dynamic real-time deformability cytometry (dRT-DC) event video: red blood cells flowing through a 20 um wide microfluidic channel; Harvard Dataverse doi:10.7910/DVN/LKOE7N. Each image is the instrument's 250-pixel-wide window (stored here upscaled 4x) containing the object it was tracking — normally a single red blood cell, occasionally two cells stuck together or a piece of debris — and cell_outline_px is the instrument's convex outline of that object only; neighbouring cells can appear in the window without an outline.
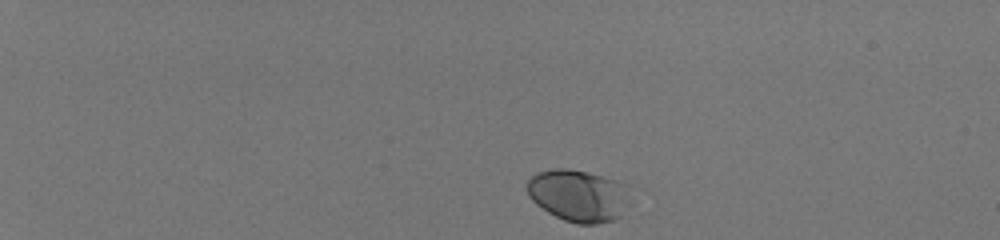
{"species": "human", "species_latin": "Homo sapiens", "temperature_condition": "room temperature", "stored_images_in_passage": 39, "camera_frame_rate_fps": 3000, "um_per_image_px": 0.085, "donor": {"sex": "male"}, "frame": {"image": 1, "passage_image": 1, "time_ms": 0.0, "image_size_px": [1000, 240], "cell_outline_px": [[620, 216], [616, 220], [596, 224], [576, 224], [564, 220], [548, 212], [536, 204], [528, 196], [528, 180], [536, 172], [552, 168], [568, 168], [588, 172], [612, 180]], "centroid_in_image_um": [48.84, 16.63], "position_along_channel_um": 36.2, "area_um2": 28.78}}
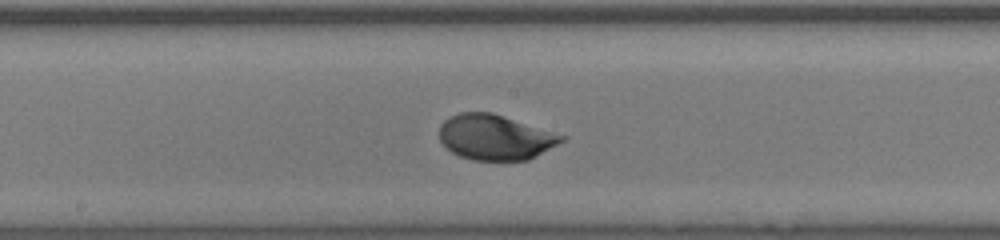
{"frame": {"image": 2, "passage_image": 23, "time_ms": 7.333, "image_size_px": [1000, 240], "cell_outline_px": [[568, 136], [564, 140], [528, 160], [472, 160], [460, 156], [452, 152], [440, 140], [440, 124], [448, 116], [460, 112], [492, 112]], "centroid_in_image_um": [42.08, 11.65], "position_along_channel_um": 206.1, "area_um2": 32.19}}
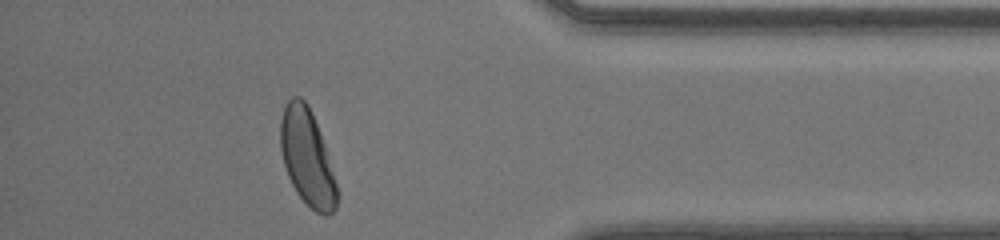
{"frame": {"image": 3, "passage_image": 39, "time_ms": 12.667, "image_size_px": [1000, 240], "cell_outline_px": [[340, 196], [336, 208], [328, 216], [324, 216], [316, 212], [296, 192], [288, 176], [284, 164], [280, 148], [280, 120], [284, 108], [288, 100], [292, 96], [300, 96], [308, 104], [320, 132], [324, 144]], "centroid_in_image_um": [26.11, 13.39], "position_along_channel_um": 409.1, "area_um2": 31.62}, "authors_computed_cell_mechanics": {"area_um2": 31.2698, "velocity_mm_per_s": 4.1004, "shape_relaxation_time_tau1_ms": 1.9474, "shape_relaxation_time_tau2_ms": null, "deformation_change_tau1": 0.1431, "deformation_change_tau2": null}}